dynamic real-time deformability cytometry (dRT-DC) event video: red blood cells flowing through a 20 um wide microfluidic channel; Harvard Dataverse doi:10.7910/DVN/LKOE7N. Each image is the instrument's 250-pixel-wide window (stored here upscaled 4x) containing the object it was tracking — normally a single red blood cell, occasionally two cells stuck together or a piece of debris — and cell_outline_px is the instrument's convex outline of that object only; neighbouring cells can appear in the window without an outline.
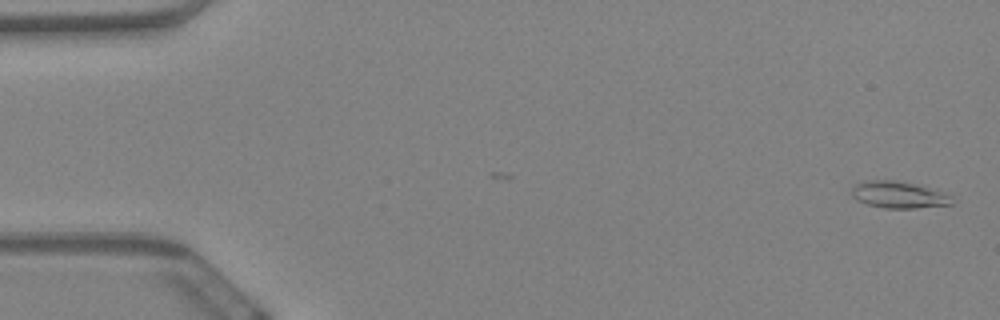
{"species": "Egyptian fruit bat (a non-hibernating species)", "species_latin": "Rousettus aegyptiacus", "temperature_condition": "warm", "stored_images_in_passage": 60, "camera_frame_rate_fps": 3000, "um_per_image_px": 0.085, "animal": {"sex": "female"}, "frame": {"image": 1, "passage_image": 1, "time_ms": 0.0, "image_size_px": [1000, 320], "cell_outline_px": [[952, 204], [916, 208], [884, 208], [868, 204], [856, 200], [852, 196], [852, 188], [868, 180], [900, 180], [952, 196]], "centroid_in_image_um": [76.36, 16.57], "position_along_channel_um": 8.6, "area_um2": 15.2}}
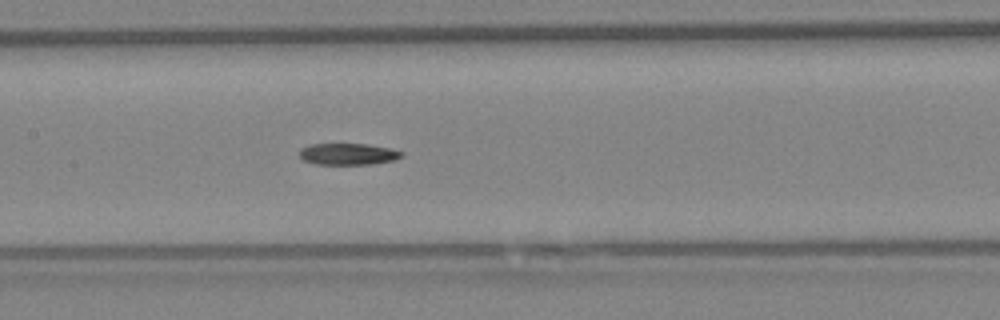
{"frame": {"image": 2, "passage_image": 29, "time_ms": 9.333, "image_size_px": [1000, 320], "cell_outline_px": [[404, 156], [396, 160], [372, 164], [312, 164], [304, 160], [300, 156], [300, 148], [312, 144], [364, 144], [388, 148], [404, 152]], "centroid_in_image_um": [29.6, 13.1], "position_along_channel_um": 177.8, "area_um2": 12.83}}
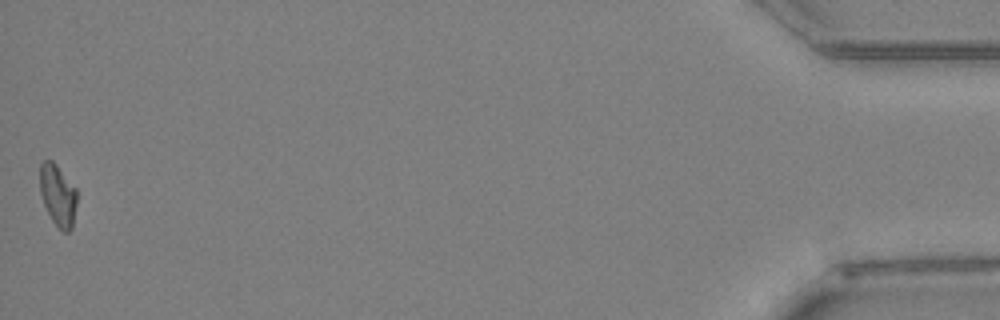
{"frame": {"image": 3, "passage_image": 60, "time_ms": 19.667, "image_size_px": [1000, 320], "cell_outline_px": [[76, 204], [72, 228], [68, 232], [64, 232], [52, 220], [44, 204], [40, 192], [40, 164], [44, 160], [52, 160], [56, 164], [76, 188]], "centroid_in_image_um": [4.91, 16.57], "position_along_channel_um": 430.3, "area_um2": 13.12}}